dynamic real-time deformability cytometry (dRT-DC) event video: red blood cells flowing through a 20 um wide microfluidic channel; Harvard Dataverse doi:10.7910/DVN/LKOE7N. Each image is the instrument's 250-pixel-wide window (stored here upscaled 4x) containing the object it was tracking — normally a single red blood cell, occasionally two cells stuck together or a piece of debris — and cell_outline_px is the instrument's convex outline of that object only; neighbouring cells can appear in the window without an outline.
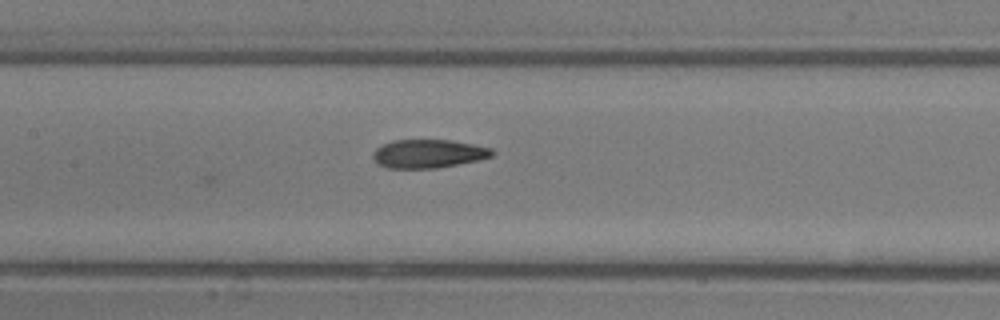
{"species": "common noctule bat (a hibernating species)", "species_latin": "Nyctalus noctula", "temperature_condition": "room temperature", "stored_images_in_passage": 13, "camera_frame_rate_fps": 3000, "um_per_image_px": 0.085, "animal": {"sex": "male", "body_mass_g": 13.3}, "frame": {"image": 1, "passage_image": 13, "time_ms": 4.0, "image_size_px": [1000, 320], "cell_outline_px": [[496, 152], [492, 156], [476, 160], [436, 168], [388, 168], [380, 164], [372, 156], [372, 152], [376, 148], [392, 140], [452, 140], [492, 148]], "centroid_in_image_um": [36.41, 13.05], "position_along_channel_um": 171.0, "area_um2": 19.59}}